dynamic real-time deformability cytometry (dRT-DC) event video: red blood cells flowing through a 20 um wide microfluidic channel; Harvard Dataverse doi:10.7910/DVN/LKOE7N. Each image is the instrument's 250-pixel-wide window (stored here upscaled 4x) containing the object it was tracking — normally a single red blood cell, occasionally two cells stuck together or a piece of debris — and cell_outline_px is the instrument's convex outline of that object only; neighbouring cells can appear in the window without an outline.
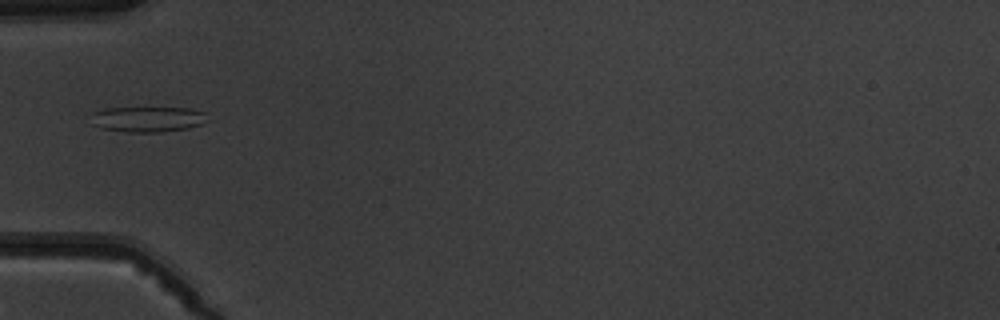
{"species": "common noctule bat (a hibernating species)", "species_latin": "Nyctalus noctula", "temperature_condition": "warm", "stored_images_in_passage": 3, "camera_frame_rate_fps": 3000, "um_per_image_px": 0.085, "animal": {"sex": "male", "body_mass_g": 19.5, "forearm_length_mm": 54.6}, "frame": {"image": 1, "passage_image": 3, "time_ms": 2.333, "image_size_px": [1000, 320], "cell_outline_px": [[212, 120], [204, 124], [188, 128], [160, 132], [128, 132], [100, 128], [92, 124], [92, 112], [104, 108], [188, 108], [204, 112]], "centroid_in_image_um": [12.61, 10.13], "position_along_channel_um": 72.4, "area_um2": 17.51}}